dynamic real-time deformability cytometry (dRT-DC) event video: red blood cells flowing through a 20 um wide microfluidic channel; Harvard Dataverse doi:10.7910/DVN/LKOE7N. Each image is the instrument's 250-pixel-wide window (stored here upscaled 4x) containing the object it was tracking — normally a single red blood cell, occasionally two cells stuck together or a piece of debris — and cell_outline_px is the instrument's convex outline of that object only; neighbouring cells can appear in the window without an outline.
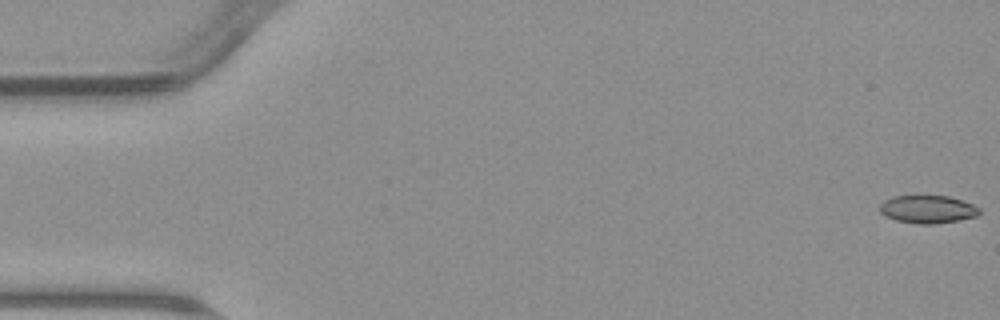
{"species": "common noctule bat (a hibernating species)", "species_latin": "Nyctalus noctula", "temperature_condition": "warm", "stored_images_in_passage": 8, "camera_frame_rate_fps": 3000, "um_per_image_px": 0.085, "animal": {"sex": "male", "body_mass_g": 23.1, "forearm_length_mm": 52.7}, "frame": {"image": 1, "passage_image": 1, "time_ms": 0.0, "image_size_px": [1000, 320], "cell_outline_px": [[980, 212], [976, 216], [956, 220], [932, 224], [920, 224], [896, 220], [884, 216], [880, 212], [880, 204], [884, 200], [892, 196], [948, 196], [972, 204], [980, 208]], "centroid_in_image_um": [78.81, 17.78], "position_along_channel_um": 6.2, "area_um2": 16.01}}
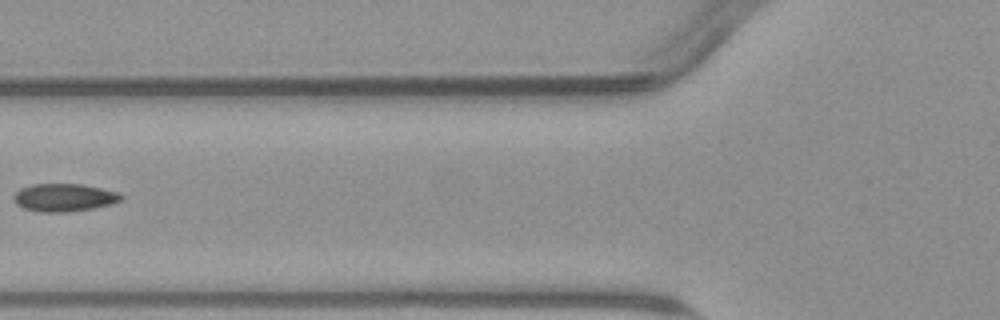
{"frame": {"image": 2, "passage_image": 7, "time_ms": 7.0, "image_size_px": [1000, 320], "cell_outline_px": [[124, 196], [120, 200], [112, 204], [92, 208], [68, 212], [40, 212], [24, 208], [16, 204], [12, 200], [12, 196], [20, 188], [32, 184], [80, 184], [100, 188], [116, 192]], "centroid_in_image_um": [5.4, 16.79], "position_along_channel_um": 120.4, "area_um2": 17.4}}
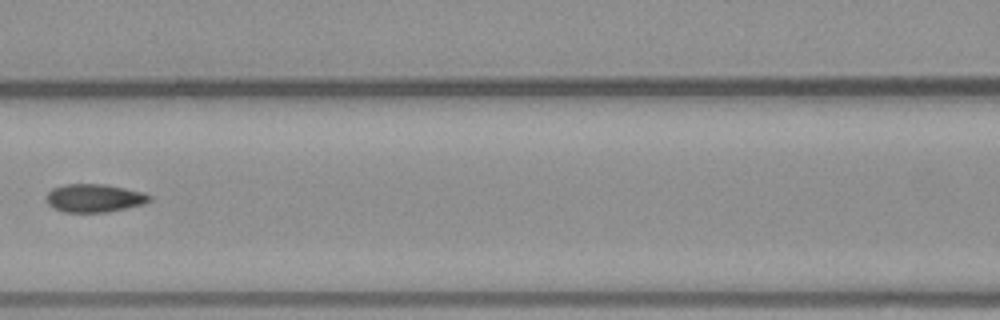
{"frame": {"image": 3, "passage_image": 8, "time_ms": 8.0, "image_size_px": [1000, 320], "cell_outline_px": [[152, 200], [144, 204], [104, 212], [64, 212], [52, 208], [48, 204], [44, 196], [52, 188], [64, 184], [104, 184], [144, 192], [152, 196]], "centroid_in_image_um": [7.99, 16.83], "position_along_channel_um": 158.6, "area_um2": 17.05}}